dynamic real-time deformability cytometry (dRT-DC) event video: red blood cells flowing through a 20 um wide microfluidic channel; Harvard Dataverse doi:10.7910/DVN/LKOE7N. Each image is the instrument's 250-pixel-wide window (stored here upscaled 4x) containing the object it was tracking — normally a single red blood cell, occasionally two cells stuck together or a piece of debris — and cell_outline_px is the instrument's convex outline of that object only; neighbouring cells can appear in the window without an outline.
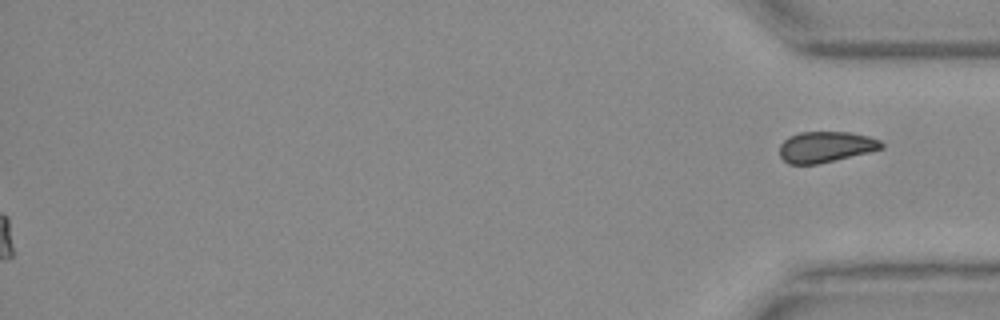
{"species": "Egyptian fruit bat (a non-hibernating species)", "species_latin": "Rousettus aegyptiacus", "temperature_condition": "warm", "stored_images_in_passage": 43, "segment_of_instrument_passage": [2, 2], "camera_frame_rate_fps": 3000, "um_per_image_px": 0.085, "animal": {"sex": "female"}, "frame": {"image": 1, "passage_image": 43, "time_ms": 14.0, "image_size_px": [1000, 320], "cell_outline_px": [[884, 148], [868, 152], [816, 164], [788, 164], [780, 156], [780, 144], [788, 136], [800, 132], [852, 132], [868, 136], [880, 140], [884, 144]], "centroid_in_image_um": [70.18, 12.47], "position_along_channel_um": 365.0, "area_um2": 18.26}}